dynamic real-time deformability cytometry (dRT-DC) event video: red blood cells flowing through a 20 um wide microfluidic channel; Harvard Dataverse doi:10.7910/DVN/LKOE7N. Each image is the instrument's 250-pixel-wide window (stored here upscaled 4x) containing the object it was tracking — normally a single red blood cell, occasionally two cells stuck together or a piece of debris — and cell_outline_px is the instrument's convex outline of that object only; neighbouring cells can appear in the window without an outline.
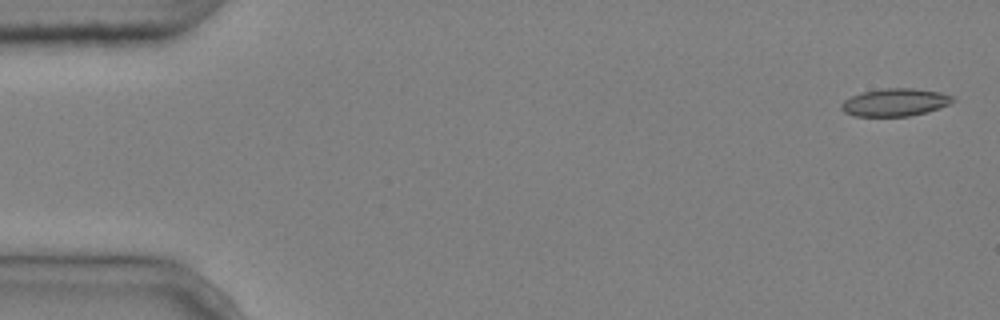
{"species": "common noctule bat (a hibernating species)", "species_latin": "Nyctalus noctula", "temperature_condition": "cold", "stored_images_in_passage": 4, "camera_frame_rate_fps": 3000, "um_per_image_px": 0.085, "animal": {"sex": "male", "body_mass_g": 20.4}, "frame": {"image": 1, "passage_image": 1, "time_ms": 0.0, "image_size_px": [1000, 320], "cell_outline_px": [[956, 100], [940, 108], [928, 112], [908, 116], [856, 116], [844, 112], [840, 108], [840, 104], [844, 100], [852, 96], [864, 92], [884, 88], [912, 88], [940, 92], [952, 96]], "centroid_in_image_um": [76.08, 8.7], "position_along_channel_um": 8.9, "area_um2": 17.92}}
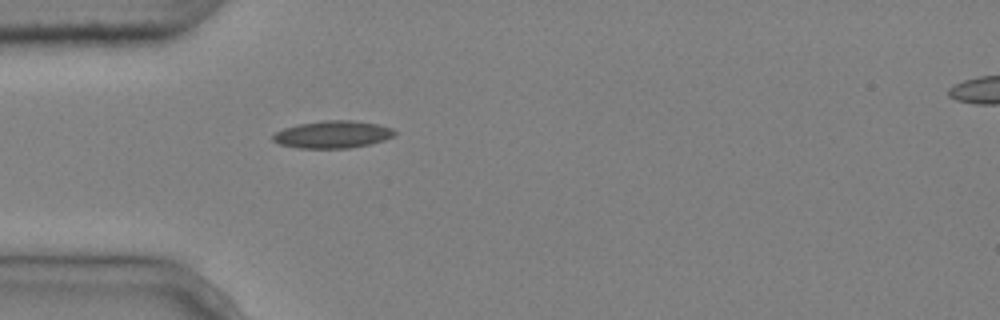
{"frame": {"image": 2, "passage_image": 4, "time_ms": 1.0, "image_size_px": [1000, 320], "cell_outline_px": [[396, 132], [392, 136], [384, 140], [368, 144], [348, 148], [300, 148], [280, 144], [272, 140], [272, 136], [276, 132], [284, 128], [300, 124], [324, 120], [352, 120], [376, 124], [392, 128]], "centroid_in_image_um": [28.26, 11.42], "position_along_channel_um": 56.7, "area_um2": 19.13}}